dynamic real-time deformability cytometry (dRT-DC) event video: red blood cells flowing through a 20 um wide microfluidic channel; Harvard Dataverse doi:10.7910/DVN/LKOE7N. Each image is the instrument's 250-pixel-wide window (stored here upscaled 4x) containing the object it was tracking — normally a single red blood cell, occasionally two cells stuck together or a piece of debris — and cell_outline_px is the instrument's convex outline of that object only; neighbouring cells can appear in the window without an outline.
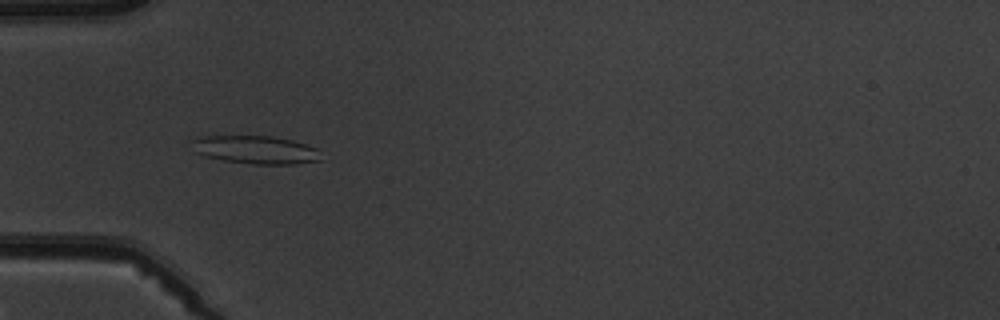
{"species": "common noctule bat (a hibernating species)", "species_latin": "Nyctalus noctula", "temperature_condition": "warm", "stored_images_in_passage": 6, "camera_frame_rate_fps": 3000, "um_per_image_px": 0.085, "animal": {"sex": "male", "body_mass_g": 19.5, "forearm_length_mm": 54.6}, "frame": {"image": 1, "passage_image": 5, "time_ms": 4.667, "image_size_px": [1000, 320], "cell_outline_px": [[320, 160], [292, 164], [252, 164], [224, 160], [204, 156], [192, 152], [188, 140], [204, 136], [272, 136], [292, 140], [316, 148]], "centroid_in_image_um": [21.6, 12.72], "position_along_channel_um": 63.4, "area_um2": 21.21}}
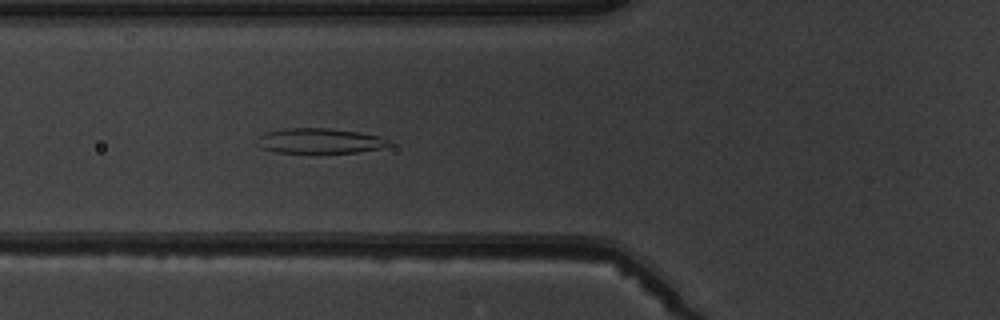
{"frame": {"image": 2, "passage_image": 6, "time_ms": 5.667, "image_size_px": [1000, 320], "cell_outline_px": [[392, 144], [380, 148], [356, 152], [276, 152], [260, 148], [256, 144], [260, 136], [264, 132], [284, 128], [328, 128], [360, 132], [380, 136], [388, 140]], "centroid_in_image_um": [27.15, 11.96], "position_along_channel_um": 98.7, "area_um2": 19.19}}